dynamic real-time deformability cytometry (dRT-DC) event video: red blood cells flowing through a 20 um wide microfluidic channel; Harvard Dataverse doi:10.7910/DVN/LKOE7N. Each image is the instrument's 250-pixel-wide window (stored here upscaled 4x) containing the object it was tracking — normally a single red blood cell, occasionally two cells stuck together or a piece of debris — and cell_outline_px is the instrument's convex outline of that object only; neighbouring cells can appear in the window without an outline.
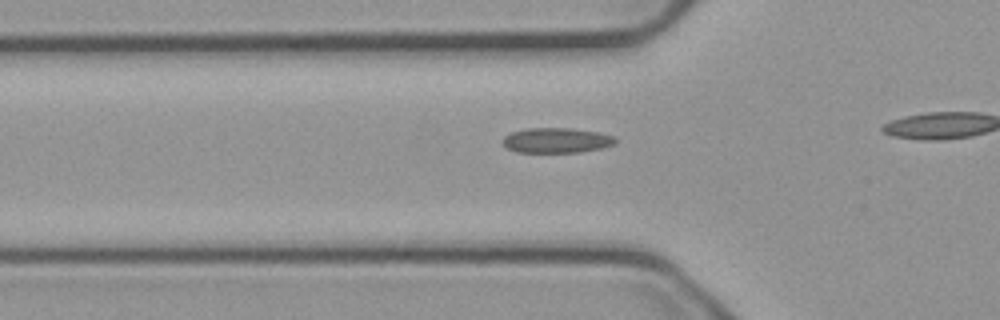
{"species": "common noctule bat (a hibernating species)", "species_latin": "Nyctalus noctula", "temperature_condition": "cold", "stored_images_in_passage": 18, "camera_frame_rate_fps": 3000, "um_per_image_px": 0.085, "animal": {"sex": "male", "body_mass_g": 23.1, "forearm_length_mm": 52.7}, "frame": {"image": 1, "passage_image": 13, "time_ms": 4.0, "image_size_px": [1000, 320], "cell_outline_px": [[616, 144], [600, 148], [580, 152], [516, 152], [508, 148], [504, 144], [504, 136], [512, 132], [528, 128], [572, 128], [600, 132], [616, 136]], "centroid_in_image_um": [47.36, 11.92], "position_along_channel_um": 78.4, "area_um2": 16.47}}
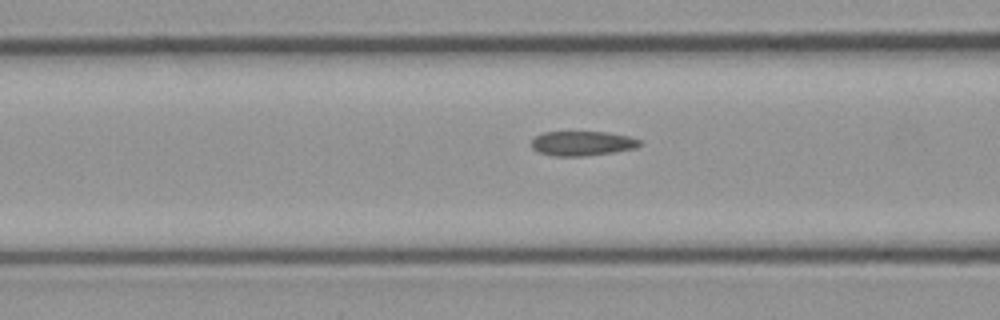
{"frame": {"image": 2, "passage_image": 16, "time_ms": 5.0, "image_size_px": [1000, 320], "cell_outline_px": [[644, 144], [636, 148], [612, 152], [580, 156], [552, 156], [536, 152], [532, 148], [532, 140], [536, 136], [544, 132], [608, 132], [628, 136], [640, 140]], "centroid_in_image_um": [49.49, 12.19], "position_along_channel_um": 117.1, "area_um2": 15.55}}